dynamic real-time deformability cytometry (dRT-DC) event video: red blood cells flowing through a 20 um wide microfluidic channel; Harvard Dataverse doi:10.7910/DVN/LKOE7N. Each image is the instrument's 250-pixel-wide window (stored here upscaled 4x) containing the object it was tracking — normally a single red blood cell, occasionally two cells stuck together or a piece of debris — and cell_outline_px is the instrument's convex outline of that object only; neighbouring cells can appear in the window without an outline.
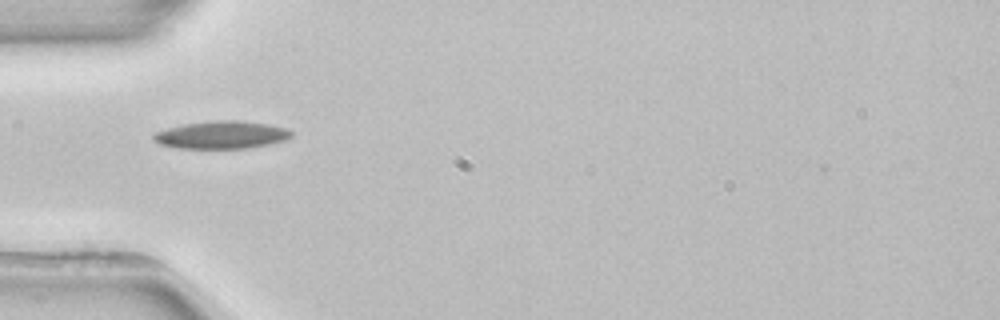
{"species": "common noctule bat (a hibernating species)", "species_latin": "Nyctalus noctula", "temperature_condition": "room temperature", "stored_images_in_passage": 2, "camera_frame_rate_fps": 3000, "um_per_image_px": 0.085, "animal": {"sex": "female", "body_mass_g": 22.7, "forearm_length_mm": 54.2}, "frame": {"image": 1, "passage_image": 1, "time_ms": 0.0, "image_size_px": [1000, 320], "cell_outline_px": [[292, 136], [284, 140], [268, 144], [248, 148], [176, 148], [160, 144], [152, 140], [152, 136], [156, 132], [168, 128], [184, 124], [212, 120], [240, 120], [268, 124], [288, 128], [292, 132]], "centroid_in_image_um": [18.83, 11.46], "position_along_channel_um": 66.2, "area_um2": 22.25}}